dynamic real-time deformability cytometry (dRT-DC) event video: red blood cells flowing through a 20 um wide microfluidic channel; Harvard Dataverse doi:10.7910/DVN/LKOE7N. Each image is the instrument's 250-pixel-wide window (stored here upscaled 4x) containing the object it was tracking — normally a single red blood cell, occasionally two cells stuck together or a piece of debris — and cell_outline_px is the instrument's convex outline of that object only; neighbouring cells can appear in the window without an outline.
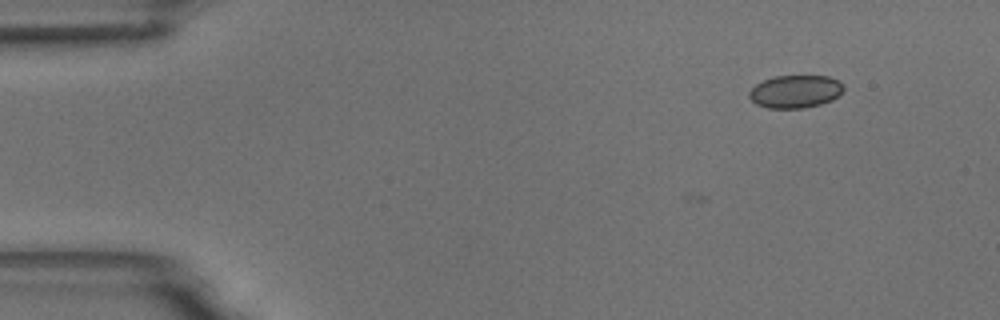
{"species": "common noctule bat (a hibernating species)", "species_latin": "Nyctalus noctula", "temperature_condition": "room temperature", "stored_images_in_passage": 6, "camera_frame_rate_fps": 3000, "um_per_image_px": 0.085, "animal": {"sex": "male", "body_mass_g": 18.8}, "frame": {"image": 1, "passage_image": 2, "time_ms": 1.333, "image_size_px": [1000, 320], "cell_outline_px": [[844, 88], [832, 100], [820, 104], [804, 108], [768, 108], [756, 104], [748, 96], [748, 92], [756, 84], [764, 80], [776, 76], [828, 76], [840, 80], [844, 84]], "centroid_in_image_um": [67.6, 7.77], "position_along_channel_um": 17.4, "area_um2": 18.03}}